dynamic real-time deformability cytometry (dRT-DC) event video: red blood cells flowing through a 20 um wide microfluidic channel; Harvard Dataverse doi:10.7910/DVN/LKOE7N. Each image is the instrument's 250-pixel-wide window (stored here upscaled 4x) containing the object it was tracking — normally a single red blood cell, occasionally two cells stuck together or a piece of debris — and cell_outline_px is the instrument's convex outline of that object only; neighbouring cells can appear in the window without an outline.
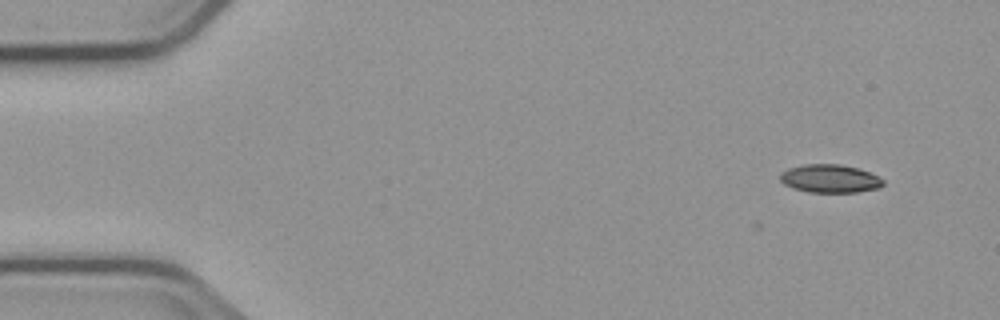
{"species": "common noctule bat (a hibernating species)", "species_latin": "Nyctalus noctula", "temperature_condition": "cold", "stored_images_in_passage": 5, "camera_frame_rate_fps": 3000, "um_per_image_px": 0.085, "animal": {"sex": "male", "body_mass_g": 23.1, "forearm_length_mm": 52.7}, "frame": {"image": 1, "passage_image": 1, "time_ms": 0.0, "image_size_px": [1000, 320], "cell_outline_px": [[884, 184], [880, 188], [856, 192], [808, 192], [792, 188], [784, 184], [780, 180], [780, 172], [788, 168], [804, 164], [840, 164], [860, 168], [884, 180]], "centroid_in_image_um": [70.53, 15.18], "position_along_channel_um": 14.5, "area_um2": 17.05}}
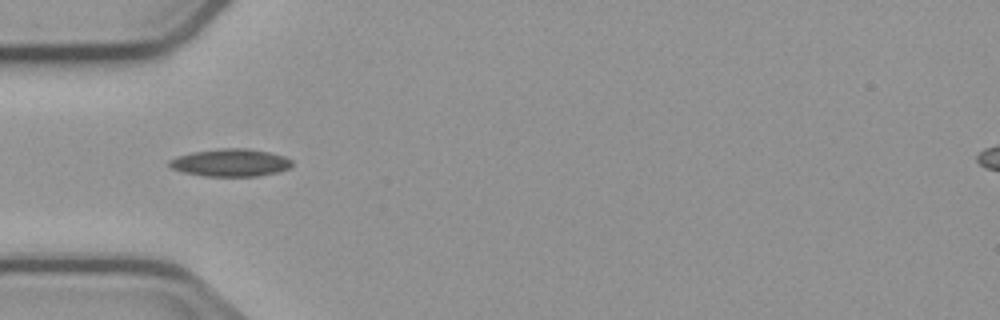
{"frame": {"image": 2, "passage_image": 4, "time_ms": 4.333, "image_size_px": [1000, 320], "cell_outline_px": [[292, 164], [288, 168], [276, 172], [256, 176], [204, 176], [184, 172], [172, 168], [168, 164], [168, 160], [176, 156], [192, 152], [224, 148], [248, 148], [268, 152], [284, 156], [292, 160]], "centroid_in_image_um": [19.57, 13.82], "position_along_channel_um": 65.4, "area_um2": 19.59}}
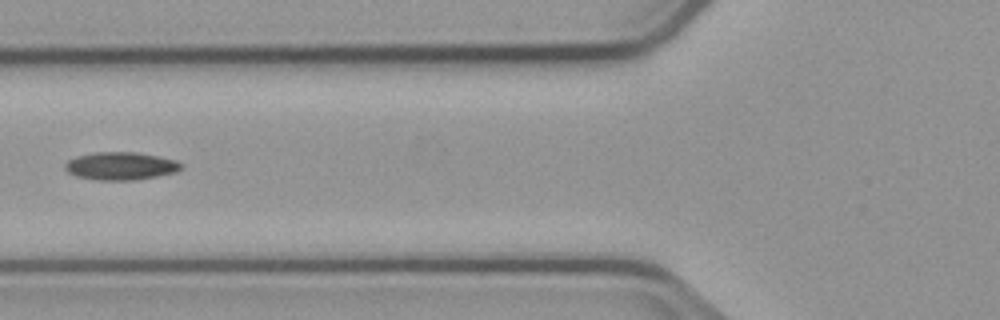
{"frame": {"image": 3, "passage_image": 5, "time_ms": 5.667, "image_size_px": [1000, 320], "cell_outline_px": [[184, 164], [176, 172], [156, 176], [132, 180], [100, 180], [76, 176], [68, 172], [64, 168], [64, 164], [68, 160], [76, 156], [96, 152], [136, 152], [160, 156], [176, 160]], "centroid_in_image_um": [10.26, 14.1], "position_along_channel_um": 115.5, "area_um2": 18.84}}